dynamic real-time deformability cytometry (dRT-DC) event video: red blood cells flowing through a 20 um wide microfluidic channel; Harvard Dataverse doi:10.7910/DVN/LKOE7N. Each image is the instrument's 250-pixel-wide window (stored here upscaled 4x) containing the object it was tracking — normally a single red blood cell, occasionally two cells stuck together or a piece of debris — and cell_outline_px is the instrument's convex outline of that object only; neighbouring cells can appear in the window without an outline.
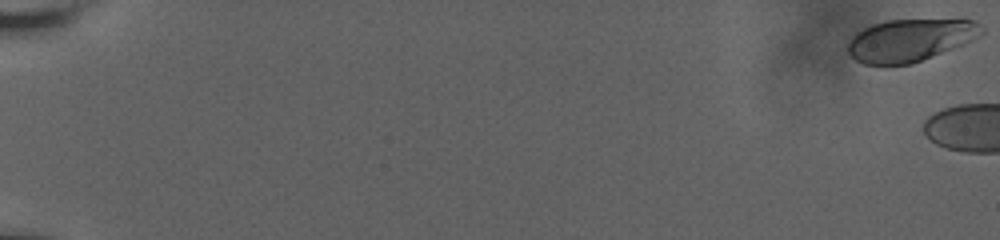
{"species": "human", "species_latin": "Homo sapiens", "temperature_condition": "room temperature", "stored_images_in_passage": 13, "camera_frame_rate_fps": 3000, "um_per_image_px": 0.085, "donor": {"sex": "male"}, "frame": {"image": 1, "passage_image": 1, "time_ms": 0.0, "image_size_px": [1000, 240], "cell_outline_px": [[984, 32], [980, 36], [972, 40], [920, 60], [908, 64], [864, 64], [856, 60], [848, 52], [848, 44], [852, 36], [856, 32], [872, 24], [888, 20], [976, 20], [984, 28]], "centroid_in_image_um": [77.35, 3.39], "position_along_channel_um": 7.7, "area_um2": 32.48}}